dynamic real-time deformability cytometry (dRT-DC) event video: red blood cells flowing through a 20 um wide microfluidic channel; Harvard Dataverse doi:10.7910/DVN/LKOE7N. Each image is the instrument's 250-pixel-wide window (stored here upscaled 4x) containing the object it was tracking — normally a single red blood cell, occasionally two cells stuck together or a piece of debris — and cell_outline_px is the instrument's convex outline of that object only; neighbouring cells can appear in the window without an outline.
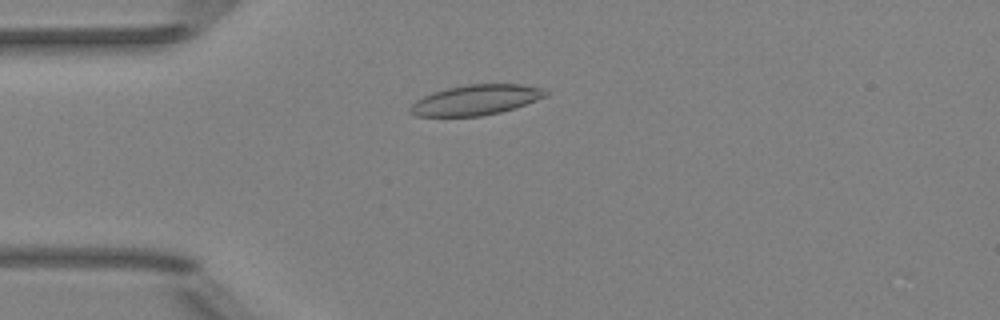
{"species": "Egyptian fruit bat (a non-hibernating species)", "species_latin": "Rousettus aegyptiacus", "temperature_condition": "room temperature", "stored_images_in_passage": 51, "camera_frame_rate_fps": 3000, "um_per_image_px": 0.085, "animal": {"sex": "female"}, "frame": {"image": 1, "passage_image": 13, "time_ms": 4.0, "image_size_px": [1000, 320], "cell_outline_px": [[548, 96], [516, 108], [500, 112], [480, 116], [416, 116], [408, 112], [408, 108], [416, 100], [432, 92], [448, 88], [468, 84], [524, 84], [544, 88], [548, 92]], "centroid_in_image_um": [40.48, 8.49], "position_along_channel_um": 44.5, "area_um2": 24.04}}
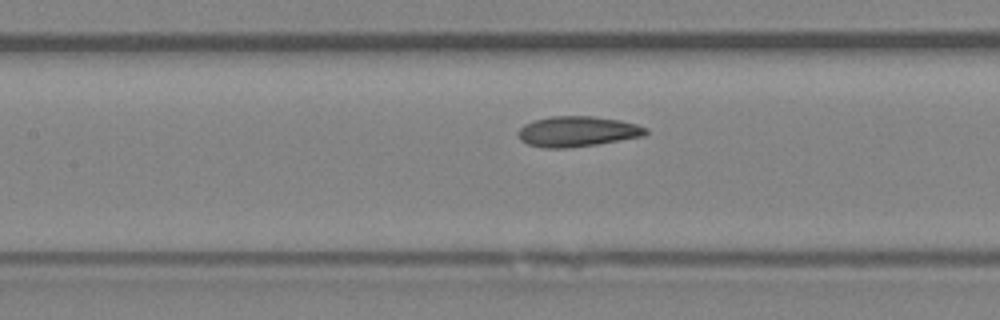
{"frame": {"image": 2, "passage_image": 23, "time_ms": 7.333, "image_size_px": [1000, 320], "cell_outline_px": [[648, 132], [644, 136], [596, 144], [568, 148], [544, 148], [528, 144], [520, 140], [520, 128], [524, 124], [532, 120], [552, 116], [592, 116], [620, 120], [636, 124], [648, 128]], "centroid_in_image_um": [49.09, 11.17], "position_along_channel_um": 158.3, "area_um2": 22.54}}
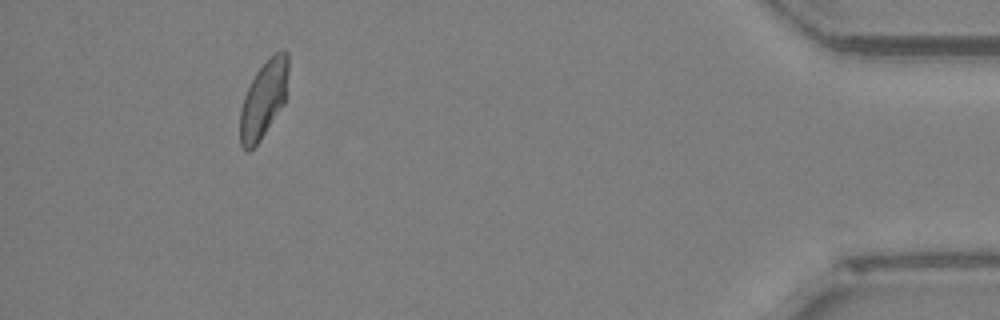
{"frame": {"image": 3, "passage_image": 47, "time_ms": 15.333, "image_size_px": [1000, 320], "cell_outline_px": [[288, 72], [284, 104], [260, 140], [248, 152], [240, 144], [240, 108], [244, 96], [256, 72], [276, 52], [284, 48], [288, 52]], "centroid_in_image_um": [22.41, 8.44], "position_along_channel_um": 412.8, "area_um2": 21.39}, "authors_computed_cell_mechanics": {"area_um2": 22.253, "velocity_mm_per_s": 3.9838, "shape_relaxation_time_tau1_ms": 5.5222, "shape_relaxation_time_tau2_ms": 1.7459, "deformation_change_tau1": 0.1363, "deformation_change_tau2": 0.0675}}